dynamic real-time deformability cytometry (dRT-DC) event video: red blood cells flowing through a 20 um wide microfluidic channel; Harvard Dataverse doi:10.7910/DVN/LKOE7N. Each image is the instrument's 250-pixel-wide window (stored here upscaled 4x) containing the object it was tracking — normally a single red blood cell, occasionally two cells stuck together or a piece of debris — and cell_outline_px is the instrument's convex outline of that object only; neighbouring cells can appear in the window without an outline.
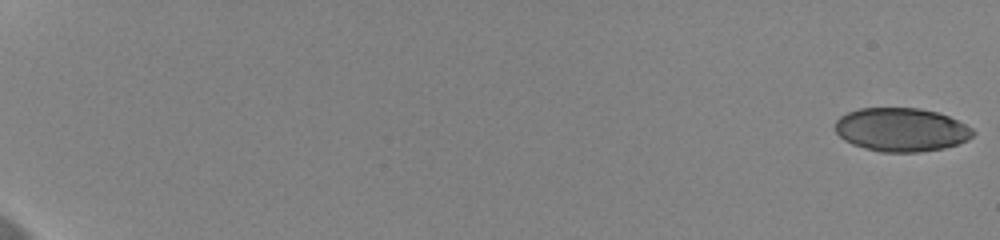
{"species": "human", "species_latin": "Homo sapiens", "temperature_condition": "cold", "stored_images_in_passage": 16, "camera_frame_rate_fps": 3000, "um_per_image_px": 0.085, "donor": {"sex": "female"}, "frame": {"image": 1, "passage_image": 1, "time_ms": 0.0, "image_size_px": [1000, 240], "cell_outline_px": [[976, 132], [968, 140], [944, 148], [916, 152], [880, 152], [852, 144], [844, 140], [836, 132], [836, 120], [840, 116], [848, 112], [860, 108], [920, 108], [936, 112], [948, 116], [972, 128]], "centroid_in_image_um": [76.6, 11.02], "position_along_channel_um": 8.4, "area_um2": 34.85}}